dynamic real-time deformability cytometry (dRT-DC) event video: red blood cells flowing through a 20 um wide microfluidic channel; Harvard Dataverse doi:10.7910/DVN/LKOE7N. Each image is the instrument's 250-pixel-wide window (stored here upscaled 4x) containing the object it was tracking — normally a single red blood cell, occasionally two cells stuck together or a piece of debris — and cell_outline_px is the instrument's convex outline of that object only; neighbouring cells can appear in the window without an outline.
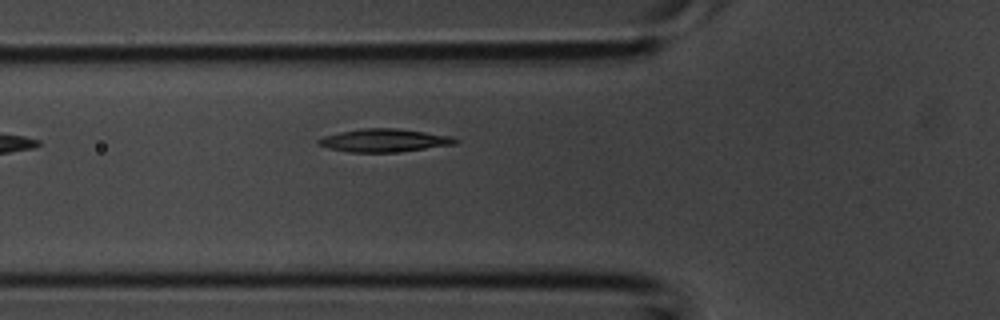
{"species": "common noctule bat (a hibernating species)", "species_latin": "Nyctalus noctula", "temperature_condition": "room temperature", "stored_images_in_passage": 3, "camera_frame_rate_fps": 3000, "um_per_image_px": 0.085, "animal": {"sex": "male", "body_mass_g": 20.1, "forearm_length_mm": 53.5}, "frame": {"image": 1, "passage_image": 3, "time_ms": 0.667, "image_size_px": [1000, 320], "cell_outline_px": [[460, 140], [456, 144], [396, 152], [352, 152], [328, 148], [320, 144], [316, 140], [324, 136], [340, 132], [360, 128], [396, 128], [452, 136]], "centroid_in_image_um": [32.68, 11.93], "position_along_channel_um": 93.1, "area_um2": 18.21}}